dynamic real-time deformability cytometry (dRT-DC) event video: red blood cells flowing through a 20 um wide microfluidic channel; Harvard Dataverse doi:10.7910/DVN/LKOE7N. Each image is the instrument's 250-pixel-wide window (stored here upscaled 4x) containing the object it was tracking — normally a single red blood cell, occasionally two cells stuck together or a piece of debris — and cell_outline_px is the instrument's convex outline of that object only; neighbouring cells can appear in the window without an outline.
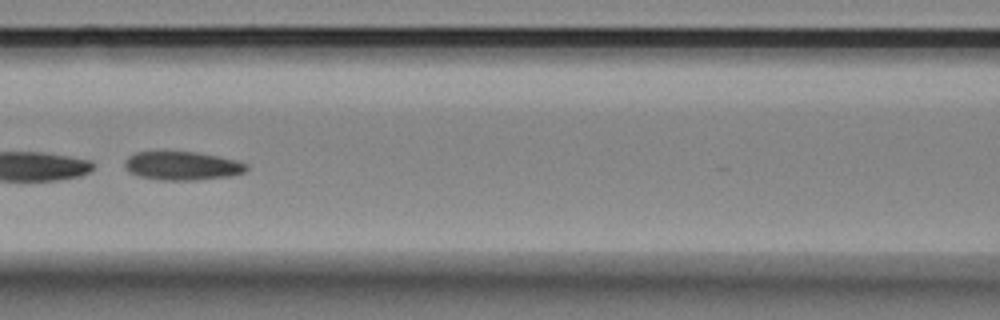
{"species": "Egyptian fruit bat (a non-hibernating species)", "species_latin": "Rousettus aegyptiacus", "temperature_condition": "room temperature", "stored_images_in_passage": 42, "segment_of_instrument_passage": [2, 2], "camera_frame_rate_fps": 3000, "um_per_image_px": 0.085, "animal": {"sex": "female"}, "frame": {"image": 1, "passage_image": 24, "time_ms": 7.667, "image_size_px": [1000, 320], "cell_outline_px": [[248, 168], [244, 172], [232, 176], [196, 180], [164, 180], [140, 176], [128, 172], [124, 168], [124, 160], [128, 156], [136, 152], [196, 152], [220, 156], [240, 160], [248, 164]], "centroid_in_image_um": [15.52, 14.09], "position_along_channel_um": 151.1, "area_um2": 20.52}}
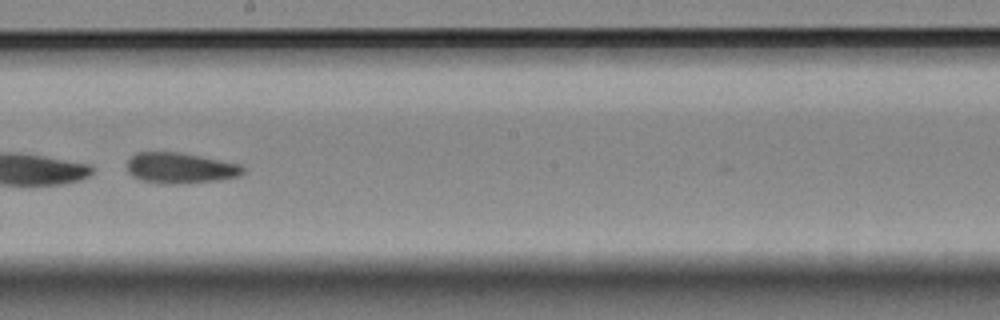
{"frame": {"image": 2, "passage_image": 31, "time_ms": 10.0, "image_size_px": [1000, 320], "cell_outline_px": [[244, 172], [240, 176], [216, 180], [180, 184], [168, 184], [140, 180], [132, 176], [128, 172], [128, 160], [136, 152], [180, 152], [240, 164], [244, 168]], "centroid_in_image_um": [15.32, 14.28], "position_along_channel_um": 232.9, "area_um2": 20.69}}